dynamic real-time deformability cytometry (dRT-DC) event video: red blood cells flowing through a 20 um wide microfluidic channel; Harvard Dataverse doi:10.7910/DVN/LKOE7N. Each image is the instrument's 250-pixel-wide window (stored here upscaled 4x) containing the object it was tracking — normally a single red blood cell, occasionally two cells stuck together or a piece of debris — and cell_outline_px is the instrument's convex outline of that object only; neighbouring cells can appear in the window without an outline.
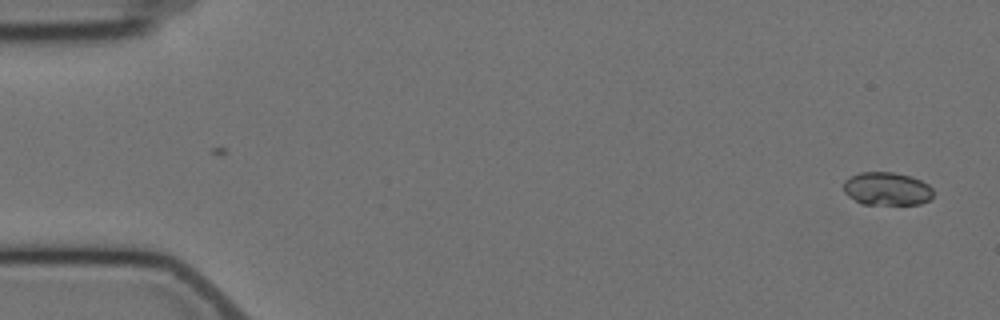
{"species": "Egyptian fruit bat (a non-hibernating species)", "species_latin": "Rousettus aegyptiacus", "temperature_condition": "cold", "stored_images_in_passage": 6, "camera_frame_rate_fps": 3000, "um_per_image_px": 0.085, "animal": {"sex": "female"}, "frame": {"image": 1, "passage_image": 1, "time_ms": 0.0, "image_size_px": [1000, 320], "cell_outline_px": [[932, 196], [928, 200], [920, 204], [860, 204], [848, 196], [844, 192], [844, 180], [860, 172], [892, 172], [908, 176], [920, 180], [928, 184], [932, 188]], "centroid_in_image_um": [75.36, 16.05], "position_along_channel_um": 9.6, "area_um2": 17.22}}
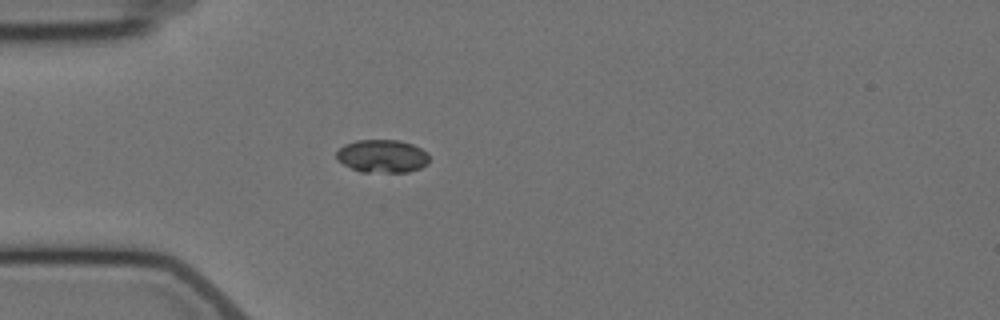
{"frame": {"image": 2, "passage_image": 5, "time_ms": 4.667, "image_size_px": [1000, 320], "cell_outline_px": [[428, 164], [420, 168], [408, 172], [360, 172], [344, 164], [336, 156], [336, 152], [344, 144], [356, 140], [400, 140], [412, 144], [420, 148], [428, 156]], "centroid_in_image_um": [32.49, 13.27], "position_along_channel_um": 52.5, "area_um2": 17.74}}